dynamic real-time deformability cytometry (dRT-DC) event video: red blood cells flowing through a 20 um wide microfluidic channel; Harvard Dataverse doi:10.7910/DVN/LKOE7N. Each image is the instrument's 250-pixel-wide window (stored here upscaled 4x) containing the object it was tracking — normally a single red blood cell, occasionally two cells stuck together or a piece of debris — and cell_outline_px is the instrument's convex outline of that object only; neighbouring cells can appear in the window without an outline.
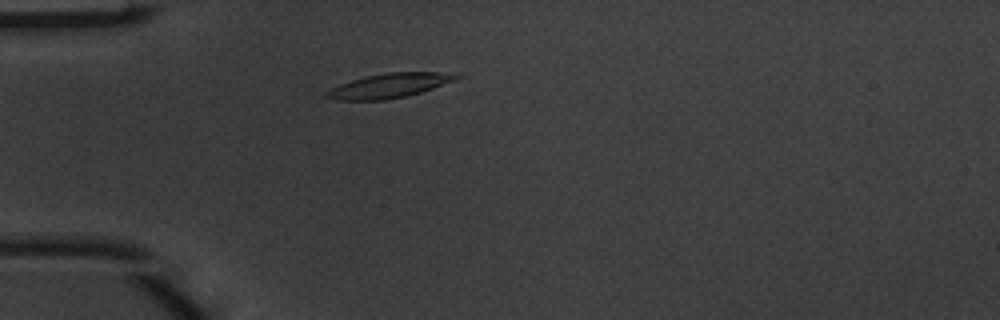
{"species": "common noctule bat (a hibernating species)", "species_latin": "Nyctalus noctula", "temperature_condition": "warm", "stored_images_in_passage": 1, "camera_frame_rate_fps": 3000, "um_per_image_px": 0.085, "animal": {"sex": "male", "body_mass_g": 20.1, "forearm_length_mm": 53.5}, "frame": {"image": 1, "passage_image": 1, "time_ms": 0.0, "image_size_px": [1000, 320], "cell_outline_px": [[464, 76], [456, 80], [420, 92], [404, 96], [384, 100], [336, 100], [324, 96], [324, 92], [340, 84], [352, 80], [368, 76], [388, 72], [460, 72]], "centroid_in_image_um": [33.16, 7.26], "position_along_channel_um": 51.8, "area_um2": 18.5}}